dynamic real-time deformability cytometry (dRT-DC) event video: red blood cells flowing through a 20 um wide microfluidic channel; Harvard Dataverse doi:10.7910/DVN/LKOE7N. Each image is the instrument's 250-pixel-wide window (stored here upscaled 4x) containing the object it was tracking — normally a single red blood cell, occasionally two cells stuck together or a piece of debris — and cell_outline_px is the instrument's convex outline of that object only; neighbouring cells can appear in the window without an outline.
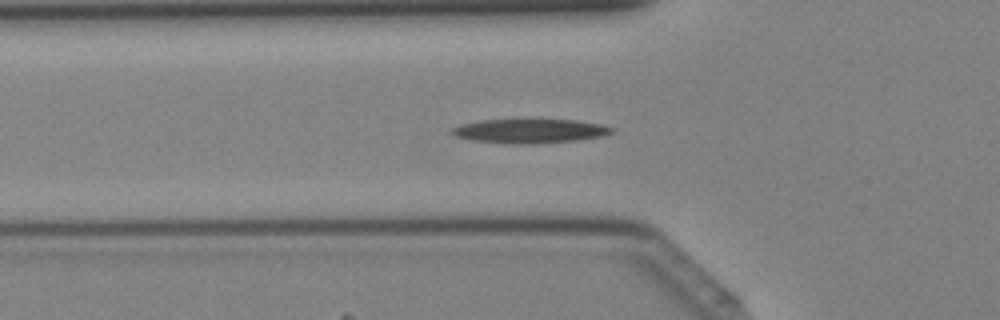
{"species": "Egyptian fruit bat (a non-hibernating species)", "species_latin": "Rousettus aegyptiacus", "temperature_condition": "cold", "stored_images_in_passage": 40, "camera_frame_rate_fps": 3000, "um_per_image_px": 0.085, "animal": {"sex": "female"}, "frame": {"image": 1, "passage_image": 13, "time_ms": 4.0, "image_size_px": [1000, 320], "cell_outline_px": [[612, 132], [604, 136], [576, 140], [536, 144], [508, 144], [472, 140], [456, 136], [448, 132], [448, 128], [460, 124], [480, 120], [576, 120], [600, 124], [612, 128]], "centroid_in_image_um": [44.95, 11.14], "position_along_channel_um": 80.8, "area_um2": 22.6}}
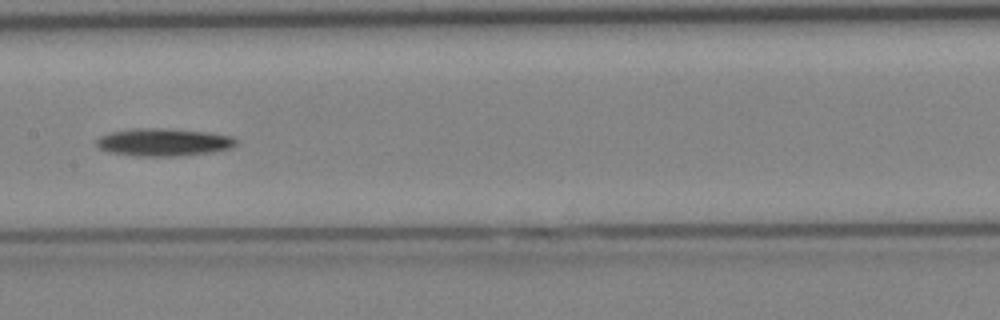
{"frame": {"image": 2, "passage_image": 20, "time_ms": 6.333, "image_size_px": [1000, 320], "cell_outline_px": [[240, 140], [232, 148], [216, 152], [184, 156], [132, 156], [108, 152], [96, 148], [96, 140], [100, 136], [112, 132], [136, 128], [156, 128], [204, 132], [232, 136]], "centroid_in_image_um": [13.91, 12.11], "position_along_channel_um": 193.5, "area_um2": 22.77}}
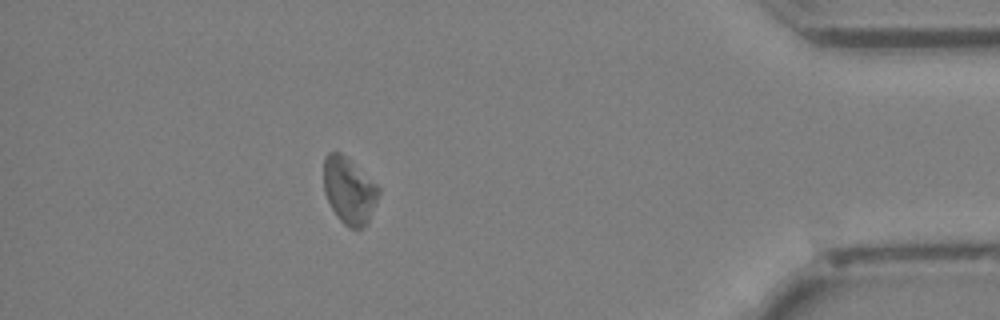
{"frame": {"image": 3, "passage_image": 36, "time_ms": 11.667, "image_size_px": [1000, 320], "cell_outline_px": [[380, 192], [368, 220], [356, 232], [348, 228], [336, 216], [324, 192], [324, 156], [328, 152], [340, 152], [376, 184], [380, 188]], "centroid_in_image_um": [29.65, 16.22], "position_along_channel_um": 405.6, "area_um2": 20.98}}